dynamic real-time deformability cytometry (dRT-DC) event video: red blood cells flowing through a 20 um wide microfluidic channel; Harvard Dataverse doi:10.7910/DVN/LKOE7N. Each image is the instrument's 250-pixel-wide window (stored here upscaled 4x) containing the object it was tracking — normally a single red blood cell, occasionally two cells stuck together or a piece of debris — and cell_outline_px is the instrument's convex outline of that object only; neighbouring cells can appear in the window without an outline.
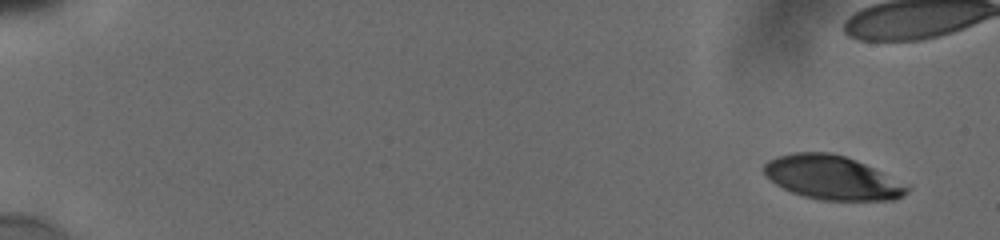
{"species": "human", "species_latin": "Homo sapiens", "temperature_condition": "cold", "stored_images_in_passage": 43, "camera_frame_rate_fps": 3000, "um_per_image_px": 0.085, "donor": {"sex": "male"}, "frame": {"image": 1, "passage_image": 1, "time_ms": 0.0, "image_size_px": [1000, 240], "cell_outline_px": [[912, 188], [908, 192], [896, 200], [820, 200], [804, 196], [792, 192], [776, 184], [764, 176], [764, 164], [768, 160], [776, 156], [796, 152], [832, 152], [856, 160]], "centroid_in_image_um": [70.69, 15.1], "position_along_channel_um": 14.3, "area_um2": 36.3}}
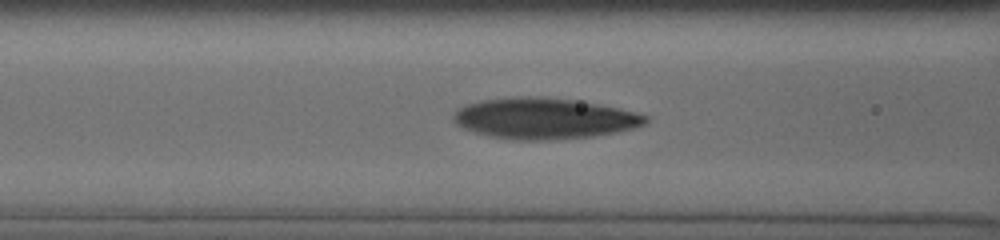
{"frame": {"image": 2, "passage_image": 34, "time_ms": 7.333, "image_size_px": [1000, 240], "cell_outline_px": [[648, 120], [644, 124], [632, 128], [616, 132], [592, 136], [552, 140], [512, 140], [488, 136], [464, 128], [456, 124], [452, 120], [452, 116], [460, 108], [468, 104], [480, 100], [512, 96], [544, 96], [576, 100], [616, 108], [648, 116]], "centroid_in_image_um": [46.2, 10.06], "position_along_channel_um": 120.4, "area_um2": 45.78}}
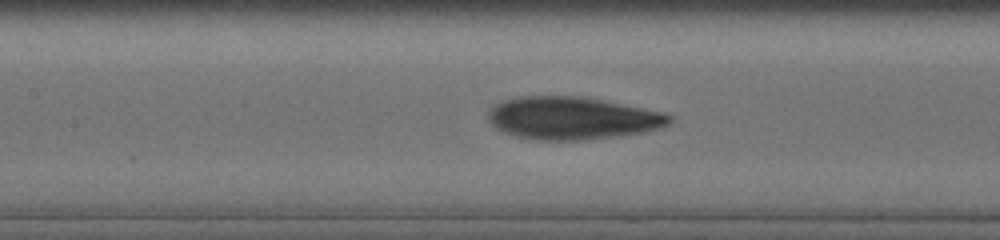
{"frame": {"image": 3, "passage_image": 39, "time_ms": 8.333, "image_size_px": [1000, 240], "cell_outline_px": [[672, 120], [668, 124], [660, 128], [640, 132], [584, 140], [536, 140], [516, 136], [504, 132], [496, 128], [488, 120], [488, 108], [504, 100], [516, 96], [584, 96], [664, 112], [672, 116]], "centroid_in_image_um": [48.61, 10.03], "position_along_channel_um": 158.8, "area_um2": 45.03}}